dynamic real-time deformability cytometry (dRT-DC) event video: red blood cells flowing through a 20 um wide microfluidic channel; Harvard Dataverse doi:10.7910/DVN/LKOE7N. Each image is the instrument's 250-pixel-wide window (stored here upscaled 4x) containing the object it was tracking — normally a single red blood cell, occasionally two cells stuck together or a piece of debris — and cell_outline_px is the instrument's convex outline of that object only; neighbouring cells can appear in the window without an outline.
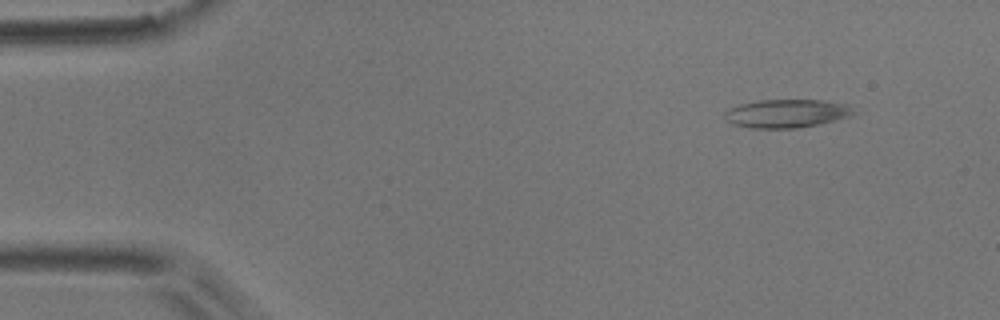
{"species": "common noctule bat (a hibernating species)", "species_latin": "Nyctalus noctula", "temperature_condition": "room temperature", "stored_images_in_passage": 3, "camera_frame_rate_fps": 3000, "um_per_image_px": 0.085, "animal": {"sex": "male", "body_mass_g": 17.9}, "frame": {"image": 1, "passage_image": 1, "time_ms": 0.0, "image_size_px": [1000, 320], "cell_outline_px": [[852, 112], [848, 116], [836, 120], [820, 124], [800, 128], [752, 128], [732, 124], [724, 116], [724, 112], [728, 108], [740, 104], [760, 100], [824, 100], [852, 104]], "centroid_in_image_um": [66.86, 9.64], "position_along_channel_um": 18.1, "area_um2": 21.39}}
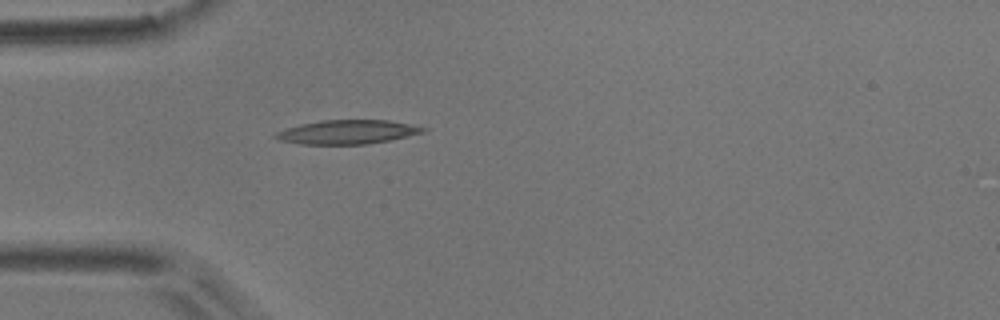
{"frame": {"image": 2, "passage_image": 3, "time_ms": 3.333, "image_size_px": [1000, 320], "cell_outline_px": [[428, 128], [424, 132], [392, 140], [368, 144], [300, 144], [276, 140], [272, 136], [276, 132], [284, 128], [300, 124], [320, 120], [388, 120]], "centroid_in_image_um": [29.47, 11.22], "position_along_channel_um": 55.5, "area_um2": 20.81}}